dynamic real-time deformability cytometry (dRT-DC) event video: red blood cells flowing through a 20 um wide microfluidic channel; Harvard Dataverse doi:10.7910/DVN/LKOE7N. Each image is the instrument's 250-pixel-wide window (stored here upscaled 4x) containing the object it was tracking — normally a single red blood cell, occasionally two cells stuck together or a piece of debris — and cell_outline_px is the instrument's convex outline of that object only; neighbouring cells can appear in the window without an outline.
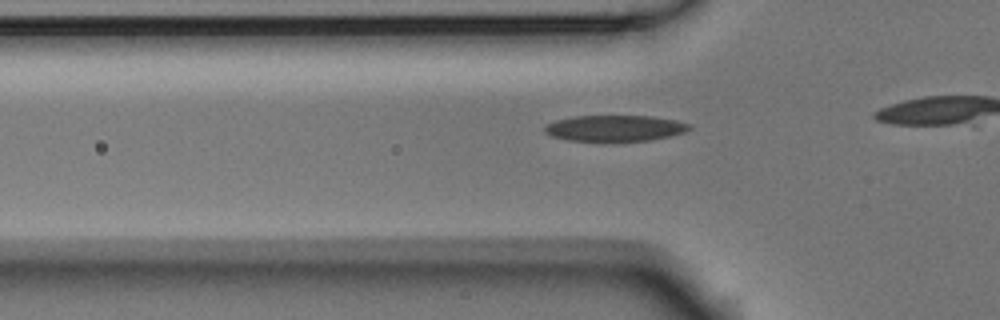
{"species": "Egyptian fruit bat (a non-hibernating species)", "species_latin": "Rousettus aegyptiacus", "temperature_condition": "room temperature", "stored_images_in_passage": 7, "camera_frame_rate_fps": 3000, "um_per_image_px": 0.085, "animal": {"sex": "male"}, "frame": {"image": 1, "passage_image": 2, "time_ms": 0.333, "image_size_px": [1000, 320], "cell_outline_px": [[692, 128], [684, 132], [672, 136], [648, 140], [568, 140], [552, 136], [544, 132], [544, 124], [556, 120], [572, 116], [652, 116], [676, 120], [692, 124]], "centroid_in_image_um": [52.28, 10.88], "position_along_channel_um": 73.5, "area_um2": 21.85}}
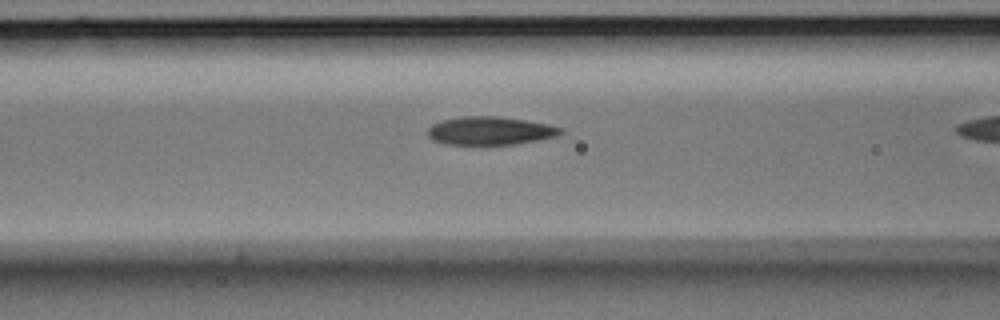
{"frame": {"image": 2, "passage_image": 6, "time_ms": 1.667, "image_size_px": [1000, 320], "cell_outline_px": [[564, 132], [556, 136], [516, 144], [444, 144], [432, 140], [428, 136], [428, 128], [432, 124], [444, 120], [460, 116], [500, 116], [548, 124], [564, 128]], "centroid_in_image_um": [41.66, 11.11], "position_along_channel_um": 124.9, "area_um2": 21.85}}